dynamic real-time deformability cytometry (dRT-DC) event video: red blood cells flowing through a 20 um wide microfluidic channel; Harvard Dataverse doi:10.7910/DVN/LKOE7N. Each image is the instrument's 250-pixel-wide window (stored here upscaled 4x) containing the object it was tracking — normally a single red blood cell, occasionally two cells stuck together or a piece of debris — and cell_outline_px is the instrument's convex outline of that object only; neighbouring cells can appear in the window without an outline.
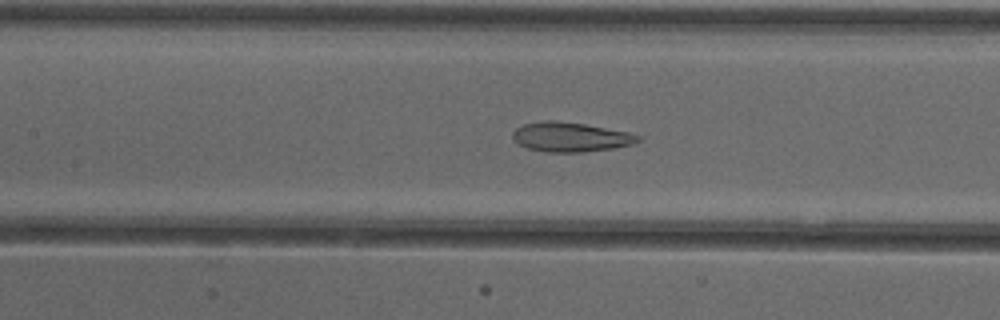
{"species": "common noctule bat (a hibernating species)", "species_latin": "Nyctalus noctula", "temperature_condition": "cold", "stored_images_in_passage": 52, "camera_frame_rate_fps": 3000, "um_per_image_px": 0.085, "animal": {"sex": "female"}, "frame": {"image": 1, "passage_image": 24, "time_ms": 7.667, "image_size_px": [1000, 320], "cell_outline_px": [[640, 140], [632, 144], [612, 148], [584, 152], [544, 152], [528, 148], [520, 144], [512, 136], [512, 132], [516, 128], [524, 124], [544, 120], [556, 120], [584, 124], [628, 132], [640, 136]], "centroid_in_image_um": [48.48, 11.64], "position_along_channel_um": 158.9, "area_um2": 21.39}}
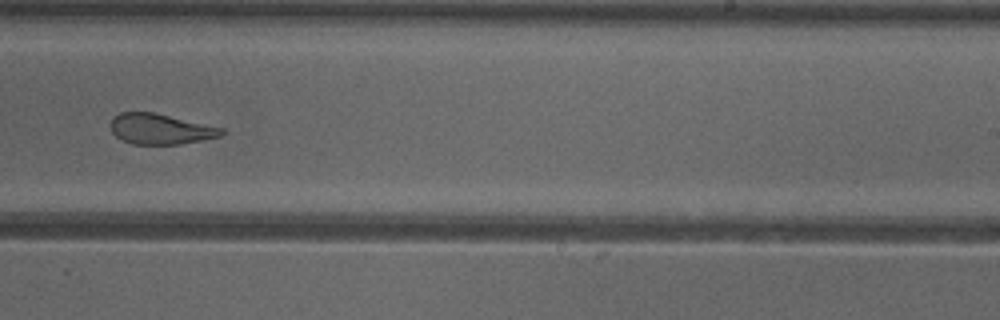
{"frame": {"image": 2, "passage_image": 33, "time_ms": 10.667, "image_size_px": [1000, 320], "cell_outline_px": [[228, 132], [220, 136], [180, 144], [132, 144], [120, 140], [112, 132], [112, 116], [120, 112], [152, 112], [224, 128]], "centroid_in_image_um": [13.64, 10.97], "position_along_channel_um": 275.4, "area_um2": 19.65}}
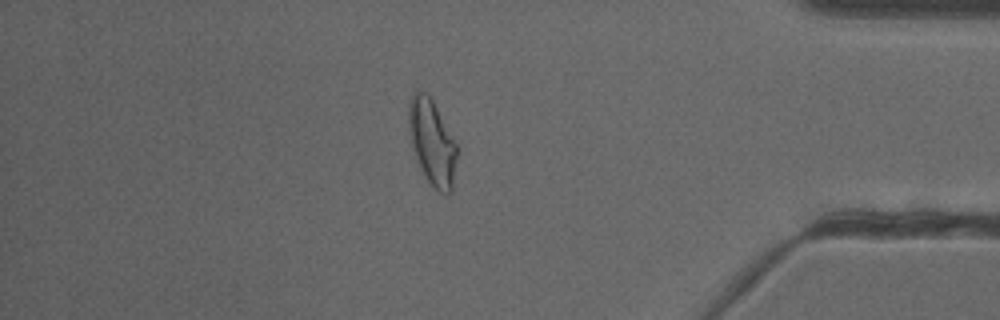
{"frame": {"image": 3, "passage_image": 45, "time_ms": 14.667, "image_size_px": [1000, 320], "cell_outline_px": [[456, 156], [452, 192], [440, 192], [432, 188], [428, 184], [416, 160], [408, 132], [408, 104], [412, 92], [416, 88], [424, 92], [432, 100], [456, 144]], "centroid_in_image_um": [36.67, 12.1], "position_along_channel_um": 398.5, "area_um2": 24.04}, "authors_computed_cell_mechanics": {"area_um2": 24.5361, "velocity_mm_per_s": 3.8923, "shape_relaxation_time_tau1_ms": null, "shape_relaxation_time_tau2_ms": 2.0326, "deformation_change_tau1": null, "deformation_change_tau2": 0.1053}}